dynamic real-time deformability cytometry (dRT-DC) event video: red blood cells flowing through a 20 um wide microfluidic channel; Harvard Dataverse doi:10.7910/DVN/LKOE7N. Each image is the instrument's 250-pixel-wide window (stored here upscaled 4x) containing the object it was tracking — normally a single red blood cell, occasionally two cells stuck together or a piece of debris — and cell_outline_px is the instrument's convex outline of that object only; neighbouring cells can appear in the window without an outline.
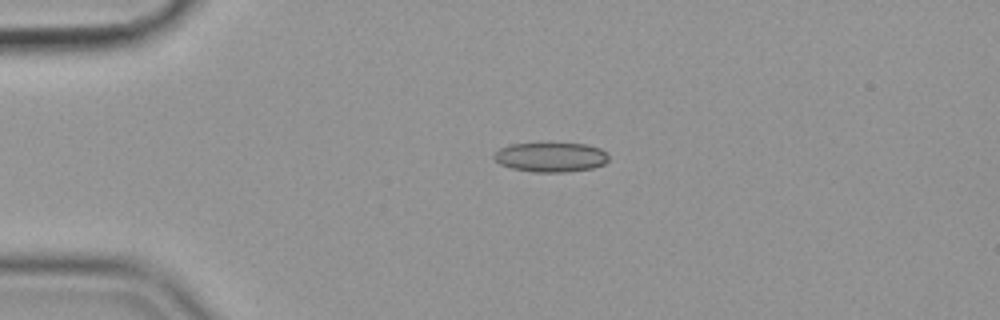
{"species": "common noctule bat (a hibernating species)", "species_latin": "Nyctalus noctula", "temperature_condition": "cold", "stored_images_in_passage": 44, "camera_frame_rate_fps": 3000, "um_per_image_px": 0.085, "animal": {"sex": "female", "body_mass_g": 19.9}, "frame": {"image": 1, "passage_image": 1, "time_ms": 0.0, "image_size_px": [1000, 320], "cell_outline_px": [[608, 160], [604, 164], [592, 168], [568, 172], [532, 172], [512, 168], [500, 164], [492, 156], [500, 148], [512, 144], [584, 144], [600, 148], [608, 152]], "centroid_in_image_um": [46.84, 13.37], "position_along_channel_um": 38.2, "area_um2": 19.59}}
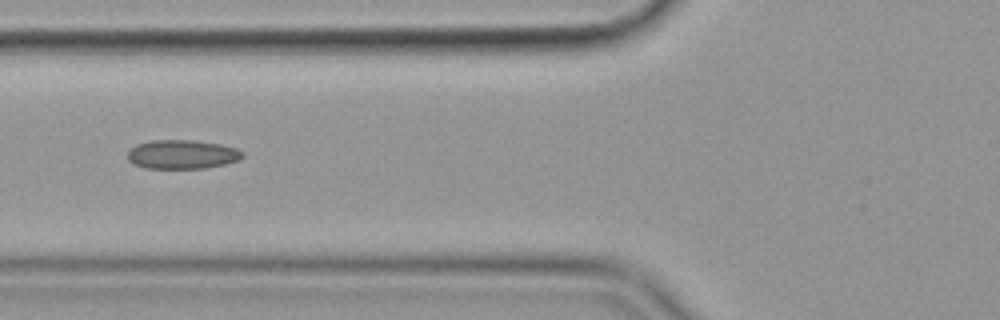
{"frame": {"image": 2, "passage_image": 10, "time_ms": 3.0, "image_size_px": [1000, 320], "cell_outline_px": [[244, 156], [240, 160], [208, 168], [144, 168], [132, 164], [128, 160], [128, 152], [136, 144], [152, 140], [192, 140], [220, 144], [236, 148], [244, 152]], "centroid_in_image_um": [15.49, 13.13], "position_along_channel_um": 110.3, "area_um2": 19.54}}
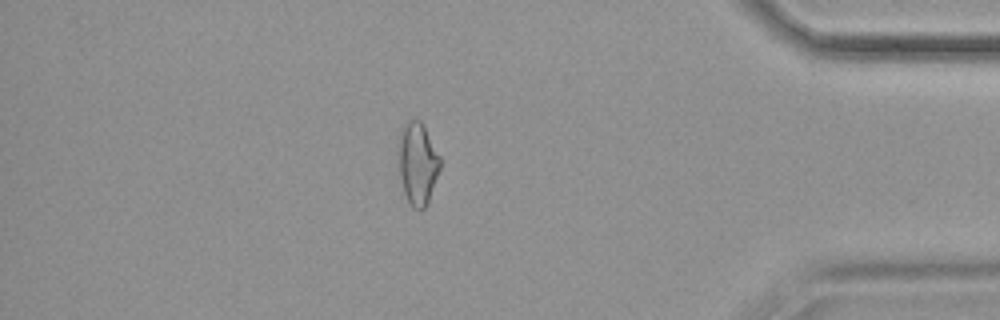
{"frame": {"image": 3, "passage_image": 37, "time_ms": 12.0, "image_size_px": [1000, 320], "cell_outline_px": [[440, 168], [428, 204], [424, 208], [412, 208], [408, 204], [404, 192], [400, 176], [396, 156], [396, 144], [400, 128], [408, 120], [420, 120], [424, 124], [440, 156]], "centroid_in_image_um": [35.45, 13.85], "position_along_channel_um": 399.7, "area_um2": 20.69}, "authors_computed_cell_mechanics": {"area_um2": 19.2474, "velocity_mm_per_s": 3.5817, "shape_relaxation_time_tau1_ms": null, "shape_relaxation_time_tau2_ms": 5.7812, "deformation_change_tau1": null, "deformation_change_tau2": 0.1477}}